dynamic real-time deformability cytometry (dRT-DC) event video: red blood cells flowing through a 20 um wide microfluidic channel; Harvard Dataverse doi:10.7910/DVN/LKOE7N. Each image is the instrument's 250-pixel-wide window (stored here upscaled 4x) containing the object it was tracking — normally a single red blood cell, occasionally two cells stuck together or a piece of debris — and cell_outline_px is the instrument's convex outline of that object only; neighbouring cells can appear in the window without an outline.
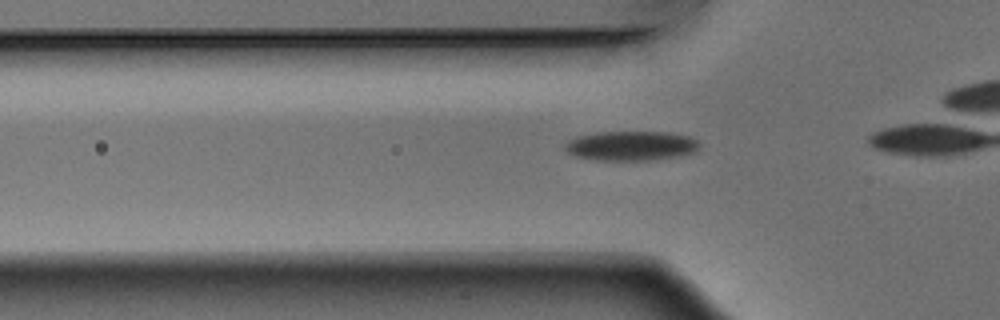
{"species": "Egyptian fruit bat (a non-hibernating species)", "species_latin": "Rousettus aegyptiacus", "temperature_condition": "warm", "stored_images_in_passage": 36, "camera_frame_rate_fps": 3000, "um_per_image_px": 0.085, "animal": {"sex": "male"}, "frame": {"image": 1, "passage_image": 12, "time_ms": 3.667, "image_size_px": [1000, 320], "cell_outline_px": [[700, 144], [696, 152], [676, 156], [648, 160], [596, 160], [576, 156], [568, 152], [564, 148], [564, 144], [568, 140], [576, 136], [596, 132], [668, 132], [688, 136], [696, 140]], "centroid_in_image_um": [53.61, 12.38], "position_along_channel_um": 72.2, "area_um2": 23.12}}
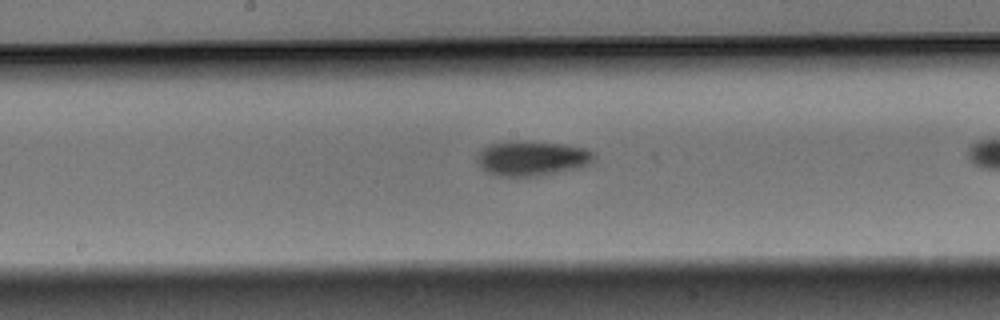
{"frame": {"image": 2, "passage_image": 22, "time_ms": 7.0, "image_size_px": [1000, 320], "cell_outline_px": [[596, 156], [592, 160], [576, 168], [532, 176], [500, 176], [488, 172], [480, 164], [480, 152], [484, 148], [492, 144], [516, 140], [520, 140], [564, 144], [584, 148], [592, 152]], "centroid_in_image_um": [45.23, 13.43], "position_along_channel_um": 203.0, "area_um2": 22.89}}
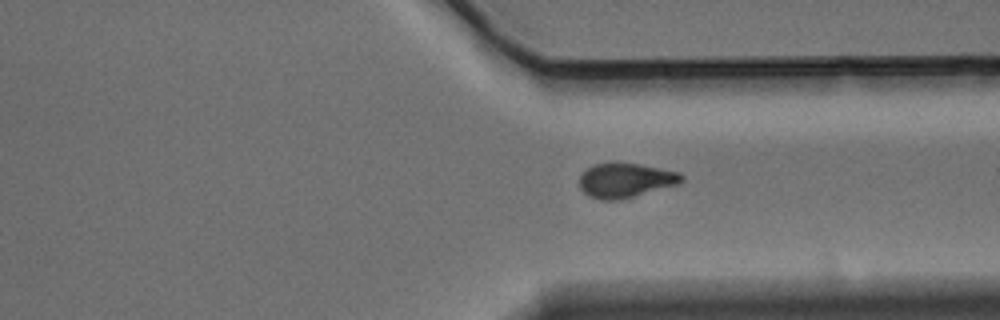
{"frame": {"image": 3, "passage_image": 34, "time_ms": 11.0, "image_size_px": [1000, 320], "cell_outline_px": [[684, 180], [680, 184], [620, 200], [600, 200], [588, 196], [580, 188], [580, 176], [592, 164], [636, 164], [680, 172], [684, 176]], "centroid_in_image_um": [53.2, 15.36], "position_along_channel_um": 358.2, "area_um2": 20.35}}